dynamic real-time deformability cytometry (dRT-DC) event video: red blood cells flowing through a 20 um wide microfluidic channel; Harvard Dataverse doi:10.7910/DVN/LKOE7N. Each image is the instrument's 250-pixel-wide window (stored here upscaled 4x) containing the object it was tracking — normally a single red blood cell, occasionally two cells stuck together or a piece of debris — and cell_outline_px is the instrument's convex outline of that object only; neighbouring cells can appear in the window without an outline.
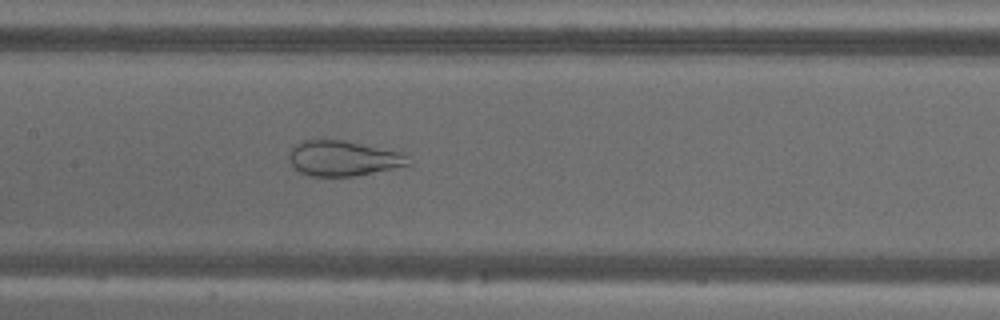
{"species": "common noctule bat (a hibernating species)", "species_latin": "Nyctalus noctula", "temperature_condition": "warm", "stored_images_in_passage": 51, "camera_frame_rate_fps": 3000, "um_per_image_px": 0.085, "animal": {"sex": "male", "body_mass_g": 18.8}, "frame": {"image": 1, "passage_image": 22, "time_ms": 7.0, "image_size_px": [1000, 320], "cell_outline_px": [[412, 164], [352, 176], [308, 176], [300, 172], [292, 164], [288, 156], [292, 148], [296, 144], [312, 136], [344, 140], [404, 152]], "centroid_in_image_um": [29.13, 13.41], "position_along_channel_um": 178.3, "area_um2": 24.91}}
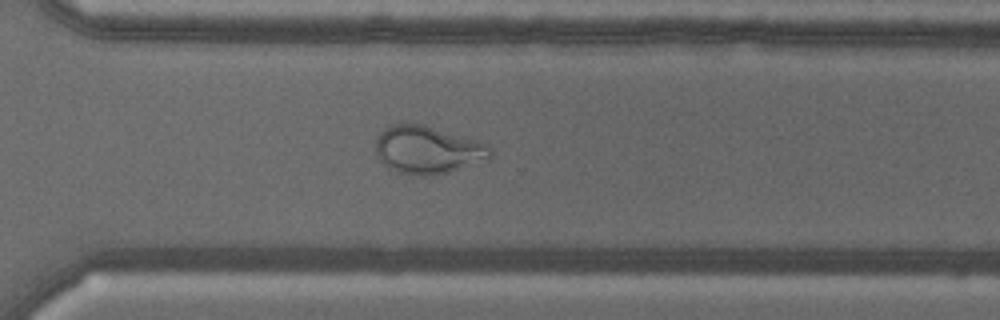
{"frame": {"image": 2, "passage_image": 35, "time_ms": 11.333, "image_size_px": [1000, 320], "cell_outline_px": [[492, 156], [488, 160], [448, 172], [428, 176], [420, 176], [396, 172], [388, 168], [376, 156], [376, 136], [388, 124], [424, 124], [480, 140], [488, 144], [492, 148]], "centroid_in_image_um": [36.37, 12.73], "position_along_channel_um": 334.2, "area_um2": 32.54}}
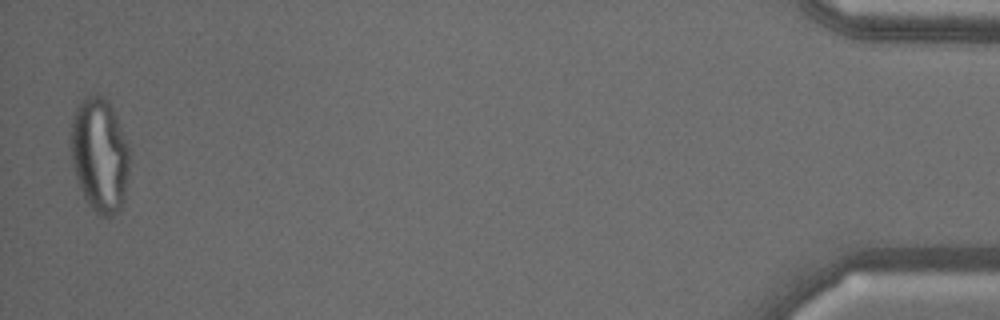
{"frame": {"image": 3, "passage_image": 50, "time_ms": 16.333, "image_size_px": [1000, 320], "cell_outline_px": [[128, 172], [124, 200], [120, 212], [112, 216], [100, 216], [84, 200], [72, 164], [72, 116], [80, 100], [96, 92], [108, 100], [116, 116], [128, 148]], "centroid_in_image_um": [8.46, 13.19], "position_along_channel_um": 426.7, "area_um2": 38.9}}